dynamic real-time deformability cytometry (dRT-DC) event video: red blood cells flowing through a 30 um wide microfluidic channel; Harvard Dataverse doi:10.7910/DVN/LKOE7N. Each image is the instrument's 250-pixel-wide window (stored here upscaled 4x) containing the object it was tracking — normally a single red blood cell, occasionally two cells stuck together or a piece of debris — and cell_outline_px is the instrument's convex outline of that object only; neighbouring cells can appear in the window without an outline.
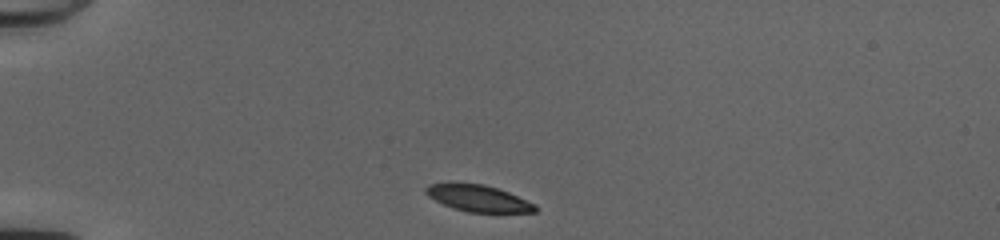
{"species": "common noctule bat (a hibernating species)", "species_latin": "Nyctalus noctula", "temperature_condition": "cold", "stored_images_in_passage": 39, "camera_frame_rate_fps": 3000, "um_per_image_px": 0.085, "animal": {"sex": "female", "body_mass_g": 20.0, "forearm_length_mm": 54.0}, "frame": {"image": 1, "passage_image": 1, "time_ms": 0.0, "image_size_px": [1000, 240], "cell_outline_px": [[536, 212], [468, 212], [452, 208], [428, 196], [424, 192], [424, 188], [428, 184], [448, 180], [452, 180], [484, 184], [508, 192], [536, 204]], "centroid_in_image_um": [40.55, 16.8], "position_along_channel_um": 44.4, "area_um2": 17.46}}
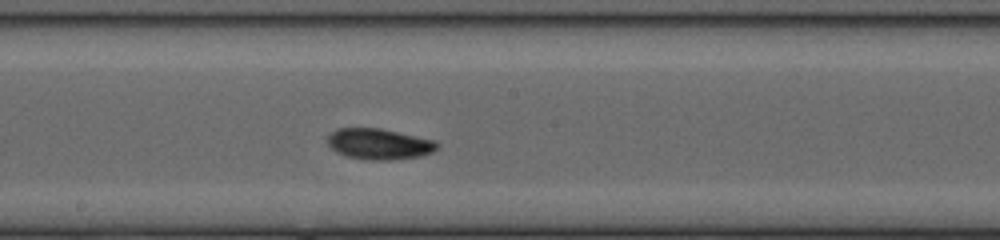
{"frame": {"image": 2, "passage_image": 17, "time_ms": 5.333, "image_size_px": [1000, 240], "cell_outline_px": [[440, 148], [432, 152], [420, 156], [392, 160], [364, 160], [348, 156], [336, 152], [328, 144], [328, 132], [336, 128], [380, 128], [436, 140], [440, 144]], "centroid_in_image_um": [32.24, 12.23], "position_along_channel_um": 216.0, "area_um2": 20.0}}
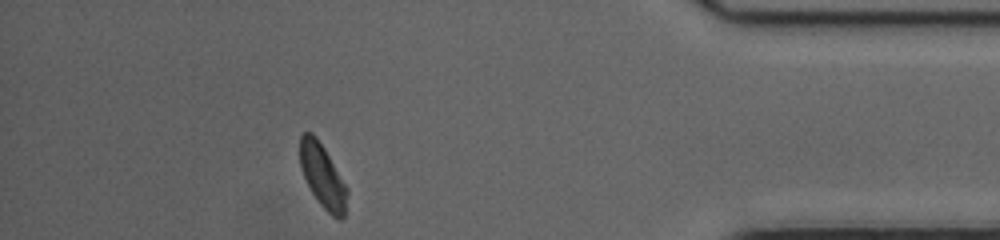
{"frame": {"image": 3, "passage_image": 34, "time_ms": 11.0, "image_size_px": [1000, 240], "cell_outline_px": [[348, 192], [344, 216], [340, 220], [332, 216], [320, 204], [312, 192], [300, 168], [300, 136], [304, 132], [312, 132], [316, 136], [324, 148], [348, 188]], "centroid_in_image_um": [27.43, 14.95], "position_along_channel_um": 407.8, "area_um2": 17.34}, "authors_computed_cell_mechanics": {"area_um2": 18.9584, "velocity_mm_per_s": 4.023, "shape_relaxation_time_tau1_ms": 3.8352, "shape_relaxation_time_tau2_ms": 3.3423, "deformation_change_tau1": 0.1207, "deformation_change_tau2": 0.0762}}